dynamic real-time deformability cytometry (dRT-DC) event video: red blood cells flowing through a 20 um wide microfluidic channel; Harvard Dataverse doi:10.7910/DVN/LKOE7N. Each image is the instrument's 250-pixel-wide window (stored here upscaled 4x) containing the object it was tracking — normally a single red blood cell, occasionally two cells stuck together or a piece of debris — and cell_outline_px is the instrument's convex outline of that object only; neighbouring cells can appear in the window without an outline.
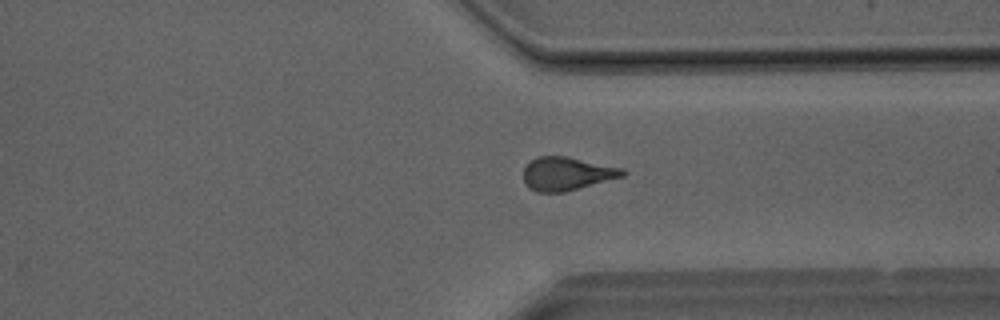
{"species": "Egyptian fruit bat (a non-hibernating species)", "species_latin": "Rousettus aegyptiacus", "temperature_condition": "room temperature", "stored_images_in_passage": 32, "camera_frame_rate_fps": 3000, "um_per_image_px": 0.085, "animal": {"sex": "male"}, "frame": {"image": 1, "passage_image": 27, "time_ms": 8.667, "image_size_px": [1000, 320], "cell_outline_px": [[628, 172], [624, 176], [564, 192], [536, 192], [528, 188], [524, 180], [524, 168], [536, 156], [564, 156], [624, 168]], "centroid_in_image_um": [48.19, 14.77], "position_along_channel_um": 363.2, "area_um2": 19.19}}
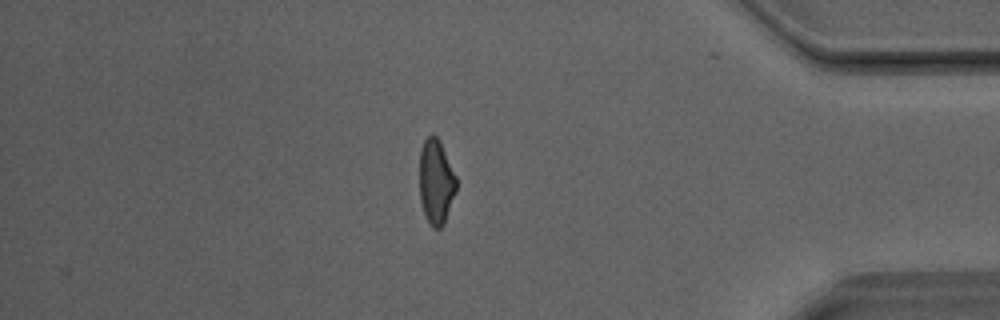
{"frame": {"image": 2, "passage_image": 31, "time_ms": 10.0, "image_size_px": [1000, 320], "cell_outline_px": [[456, 192], [444, 224], [440, 228], [432, 228], [428, 224], [420, 200], [420, 148], [424, 140], [432, 132], [440, 140], [456, 176]], "centroid_in_image_um": [37.06, 15.44], "position_along_channel_um": 398.1, "area_um2": 18.38}}